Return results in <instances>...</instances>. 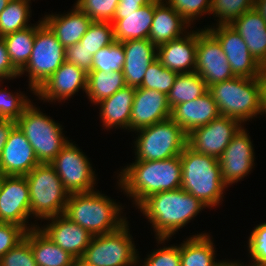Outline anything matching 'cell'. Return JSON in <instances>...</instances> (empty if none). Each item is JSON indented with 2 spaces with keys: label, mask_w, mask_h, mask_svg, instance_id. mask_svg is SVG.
<instances>
[{
  "label": "cell",
  "mask_w": 266,
  "mask_h": 266,
  "mask_svg": "<svg viewBox=\"0 0 266 266\" xmlns=\"http://www.w3.org/2000/svg\"><path fill=\"white\" fill-rule=\"evenodd\" d=\"M50 224L38 226L56 245L67 251L75 259H81L88 247L92 235L64 214L51 217Z\"/></svg>",
  "instance_id": "20"
},
{
  "label": "cell",
  "mask_w": 266,
  "mask_h": 266,
  "mask_svg": "<svg viewBox=\"0 0 266 266\" xmlns=\"http://www.w3.org/2000/svg\"><path fill=\"white\" fill-rule=\"evenodd\" d=\"M36 25L3 36L11 63L20 72L28 63L35 40Z\"/></svg>",
  "instance_id": "33"
},
{
  "label": "cell",
  "mask_w": 266,
  "mask_h": 266,
  "mask_svg": "<svg viewBox=\"0 0 266 266\" xmlns=\"http://www.w3.org/2000/svg\"><path fill=\"white\" fill-rule=\"evenodd\" d=\"M26 230L16 224L0 222V258L24 239Z\"/></svg>",
  "instance_id": "45"
},
{
  "label": "cell",
  "mask_w": 266,
  "mask_h": 266,
  "mask_svg": "<svg viewBox=\"0 0 266 266\" xmlns=\"http://www.w3.org/2000/svg\"><path fill=\"white\" fill-rule=\"evenodd\" d=\"M16 125V121L10 119H0V159L3 148L7 142L8 135L12 128Z\"/></svg>",
  "instance_id": "49"
},
{
  "label": "cell",
  "mask_w": 266,
  "mask_h": 266,
  "mask_svg": "<svg viewBox=\"0 0 266 266\" xmlns=\"http://www.w3.org/2000/svg\"><path fill=\"white\" fill-rule=\"evenodd\" d=\"M73 266H92L84 262L82 259H75Z\"/></svg>",
  "instance_id": "53"
},
{
  "label": "cell",
  "mask_w": 266,
  "mask_h": 266,
  "mask_svg": "<svg viewBox=\"0 0 266 266\" xmlns=\"http://www.w3.org/2000/svg\"><path fill=\"white\" fill-rule=\"evenodd\" d=\"M27 97L21 92L14 95L7 89L0 88V119L16 121L31 103Z\"/></svg>",
  "instance_id": "40"
},
{
  "label": "cell",
  "mask_w": 266,
  "mask_h": 266,
  "mask_svg": "<svg viewBox=\"0 0 266 266\" xmlns=\"http://www.w3.org/2000/svg\"><path fill=\"white\" fill-rule=\"evenodd\" d=\"M16 125L31 144L39 163L50 164L70 141L62 125L30 103L16 120Z\"/></svg>",
  "instance_id": "7"
},
{
  "label": "cell",
  "mask_w": 266,
  "mask_h": 266,
  "mask_svg": "<svg viewBox=\"0 0 266 266\" xmlns=\"http://www.w3.org/2000/svg\"><path fill=\"white\" fill-rule=\"evenodd\" d=\"M248 134L242 127L218 159L222 180L227 186L240 181L254 168L255 154Z\"/></svg>",
  "instance_id": "16"
},
{
  "label": "cell",
  "mask_w": 266,
  "mask_h": 266,
  "mask_svg": "<svg viewBox=\"0 0 266 266\" xmlns=\"http://www.w3.org/2000/svg\"><path fill=\"white\" fill-rule=\"evenodd\" d=\"M114 41L113 24L111 22H92L79 43L93 56L98 50L112 44Z\"/></svg>",
  "instance_id": "36"
},
{
  "label": "cell",
  "mask_w": 266,
  "mask_h": 266,
  "mask_svg": "<svg viewBox=\"0 0 266 266\" xmlns=\"http://www.w3.org/2000/svg\"><path fill=\"white\" fill-rule=\"evenodd\" d=\"M161 0H153L136 11L116 12L112 20L114 39L124 42L134 39H148L155 6Z\"/></svg>",
  "instance_id": "23"
},
{
  "label": "cell",
  "mask_w": 266,
  "mask_h": 266,
  "mask_svg": "<svg viewBox=\"0 0 266 266\" xmlns=\"http://www.w3.org/2000/svg\"><path fill=\"white\" fill-rule=\"evenodd\" d=\"M180 159L181 188L201 200L207 208L219 205L224 198V189L228 187L222 180L219 160L198 153L188 145L183 149Z\"/></svg>",
  "instance_id": "4"
},
{
  "label": "cell",
  "mask_w": 266,
  "mask_h": 266,
  "mask_svg": "<svg viewBox=\"0 0 266 266\" xmlns=\"http://www.w3.org/2000/svg\"><path fill=\"white\" fill-rule=\"evenodd\" d=\"M29 217L30 192L27 178L25 176L2 175L0 184V222L16 224L28 231L38 227L35 224L33 226L29 225L27 221Z\"/></svg>",
  "instance_id": "12"
},
{
  "label": "cell",
  "mask_w": 266,
  "mask_h": 266,
  "mask_svg": "<svg viewBox=\"0 0 266 266\" xmlns=\"http://www.w3.org/2000/svg\"><path fill=\"white\" fill-rule=\"evenodd\" d=\"M66 61V48L43 22L36 24V34L31 57L19 72V77L28 73L29 88L35 91Z\"/></svg>",
  "instance_id": "9"
},
{
  "label": "cell",
  "mask_w": 266,
  "mask_h": 266,
  "mask_svg": "<svg viewBox=\"0 0 266 266\" xmlns=\"http://www.w3.org/2000/svg\"><path fill=\"white\" fill-rule=\"evenodd\" d=\"M230 25L241 35L250 54L266 69V21L255 10L246 11Z\"/></svg>",
  "instance_id": "25"
},
{
  "label": "cell",
  "mask_w": 266,
  "mask_h": 266,
  "mask_svg": "<svg viewBox=\"0 0 266 266\" xmlns=\"http://www.w3.org/2000/svg\"><path fill=\"white\" fill-rule=\"evenodd\" d=\"M18 76L19 71L11 63L6 44L3 38L0 37V81L15 79Z\"/></svg>",
  "instance_id": "47"
},
{
  "label": "cell",
  "mask_w": 266,
  "mask_h": 266,
  "mask_svg": "<svg viewBox=\"0 0 266 266\" xmlns=\"http://www.w3.org/2000/svg\"><path fill=\"white\" fill-rule=\"evenodd\" d=\"M208 91L223 116L243 123L261 114L260 77H234L211 85Z\"/></svg>",
  "instance_id": "5"
},
{
  "label": "cell",
  "mask_w": 266,
  "mask_h": 266,
  "mask_svg": "<svg viewBox=\"0 0 266 266\" xmlns=\"http://www.w3.org/2000/svg\"><path fill=\"white\" fill-rule=\"evenodd\" d=\"M25 177L30 192V216L45 220L64 214L69 193L51 164L40 163Z\"/></svg>",
  "instance_id": "6"
},
{
  "label": "cell",
  "mask_w": 266,
  "mask_h": 266,
  "mask_svg": "<svg viewBox=\"0 0 266 266\" xmlns=\"http://www.w3.org/2000/svg\"><path fill=\"white\" fill-rule=\"evenodd\" d=\"M125 53L124 75L126 86L140 87L148 66L157 59V47L149 39L122 42Z\"/></svg>",
  "instance_id": "22"
},
{
  "label": "cell",
  "mask_w": 266,
  "mask_h": 266,
  "mask_svg": "<svg viewBox=\"0 0 266 266\" xmlns=\"http://www.w3.org/2000/svg\"><path fill=\"white\" fill-rule=\"evenodd\" d=\"M118 177V186L138 207L152 194L181 188L180 155L158 161H135L122 169Z\"/></svg>",
  "instance_id": "2"
},
{
  "label": "cell",
  "mask_w": 266,
  "mask_h": 266,
  "mask_svg": "<svg viewBox=\"0 0 266 266\" xmlns=\"http://www.w3.org/2000/svg\"><path fill=\"white\" fill-rule=\"evenodd\" d=\"M163 247L147 255L142 266H181L180 245Z\"/></svg>",
  "instance_id": "44"
},
{
  "label": "cell",
  "mask_w": 266,
  "mask_h": 266,
  "mask_svg": "<svg viewBox=\"0 0 266 266\" xmlns=\"http://www.w3.org/2000/svg\"><path fill=\"white\" fill-rule=\"evenodd\" d=\"M178 73L165 68L161 62L156 59L147 68L141 88L157 90L168 94Z\"/></svg>",
  "instance_id": "37"
},
{
  "label": "cell",
  "mask_w": 266,
  "mask_h": 266,
  "mask_svg": "<svg viewBox=\"0 0 266 266\" xmlns=\"http://www.w3.org/2000/svg\"><path fill=\"white\" fill-rule=\"evenodd\" d=\"M128 222L118 230L93 236L82 260L92 266H136L140 257Z\"/></svg>",
  "instance_id": "10"
},
{
  "label": "cell",
  "mask_w": 266,
  "mask_h": 266,
  "mask_svg": "<svg viewBox=\"0 0 266 266\" xmlns=\"http://www.w3.org/2000/svg\"><path fill=\"white\" fill-rule=\"evenodd\" d=\"M195 72L207 87L235 77L219 41L206 28L197 30Z\"/></svg>",
  "instance_id": "15"
},
{
  "label": "cell",
  "mask_w": 266,
  "mask_h": 266,
  "mask_svg": "<svg viewBox=\"0 0 266 266\" xmlns=\"http://www.w3.org/2000/svg\"><path fill=\"white\" fill-rule=\"evenodd\" d=\"M241 266H246V265H242L241 264ZM248 266H266V265H256V264H253L252 261H251L250 265H248Z\"/></svg>",
  "instance_id": "55"
},
{
  "label": "cell",
  "mask_w": 266,
  "mask_h": 266,
  "mask_svg": "<svg viewBox=\"0 0 266 266\" xmlns=\"http://www.w3.org/2000/svg\"><path fill=\"white\" fill-rule=\"evenodd\" d=\"M254 8L266 21V0H255Z\"/></svg>",
  "instance_id": "51"
},
{
  "label": "cell",
  "mask_w": 266,
  "mask_h": 266,
  "mask_svg": "<svg viewBox=\"0 0 266 266\" xmlns=\"http://www.w3.org/2000/svg\"><path fill=\"white\" fill-rule=\"evenodd\" d=\"M10 0H0V13L5 9Z\"/></svg>",
  "instance_id": "54"
},
{
  "label": "cell",
  "mask_w": 266,
  "mask_h": 266,
  "mask_svg": "<svg viewBox=\"0 0 266 266\" xmlns=\"http://www.w3.org/2000/svg\"><path fill=\"white\" fill-rule=\"evenodd\" d=\"M208 91L205 81L196 73L178 74L174 85L167 94L168 105L171 110L178 104L192 101Z\"/></svg>",
  "instance_id": "32"
},
{
  "label": "cell",
  "mask_w": 266,
  "mask_h": 266,
  "mask_svg": "<svg viewBox=\"0 0 266 266\" xmlns=\"http://www.w3.org/2000/svg\"><path fill=\"white\" fill-rule=\"evenodd\" d=\"M31 0H10L0 13V37L31 26Z\"/></svg>",
  "instance_id": "34"
},
{
  "label": "cell",
  "mask_w": 266,
  "mask_h": 266,
  "mask_svg": "<svg viewBox=\"0 0 266 266\" xmlns=\"http://www.w3.org/2000/svg\"><path fill=\"white\" fill-rule=\"evenodd\" d=\"M93 56L78 42L66 48V62L74 64L89 73Z\"/></svg>",
  "instance_id": "46"
},
{
  "label": "cell",
  "mask_w": 266,
  "mask_h": 266,
  "mask_svg": "<svg viewBox=\"0 0 266 266\" xmlns=\"http://www.w3.org/2000/svg\"><path fill=\"white\" fill-rule=\"evenodd\" d=\"M126 86L122 72L90 71L87 74V98L93 104L112 96Z\"/></svg>",
  "instance_id": "31"
},
{
  "label": "cell",
  "mask_w": 266,
  "mask_h": 266,
  "mask_svg": "<svg viewBox=\"0 0 266 266\" xmlns=\"http://www.w3.org/2000/svg\"><path fill=\"white\" fill-rule=\"evenodd\" d=\"M171 118L167 95L157 90L137 87L130 118V131Z\"/></svg>",
  "instance_id": "19"
},
{
  "label": "cell",
  "mask_w": 266,
  "mask_h": 266,
  "mask_svg": "<svg viewBox=\"0 0 266 266\" xmlns=\"http://www.w3.org/2000/svg\"><path fill=\"white\" fill-rule=\"evenodd\" d=\"M237 119L220 115L188 134L187 145L198 153L219 159L232 138L242 128Z\"/></svg>",
  "instance_id": "14"
},
{
  "label": "cell",
  "mask_w": 266,
  "mask_h": 266,
  "mask_svg": "<svg viewBox=\"0 0 266 266\" xmlns=\"http://www.w3.org/2000/svg\"><path fill=\"white\" fill-rule=\"evenodd\" d=\"M220 115L209 91L192 101L178 104L171 110V119L187 134L197 127L207 125Z\"/></svg>",
  "instance_id": "24"
},
{
  "label": "cell",
  "mask_w": 266,
  "mask_h": 266,
  "mask_svg": "<svg viewBox=\"0 0 266 266\" xmlns=\"http://www.w3.org/2000/svg\"><path fill=\"white\" fill-rule=\"evenodd\" d=\"M120 0H77L74 4L93 22H112Z\"/></svg>",
  "instance_id": "39"
},
{
  "label": "cell",
  "mask_w": 266,
  "mask_h": 266,
  "mask_svg": "<svg viewBox=\"0 0 266 266\" xmlns=\"http://www.w3.org/2000/svg\"><path fill=\"white\" fill-rule=\"evenodd\" d=\"M136 88L125 86L119 89L112 96L98 102L100 105V118L104 128L113 127L125 128L130 130V118L133 105V99Z\"/></svg>",
  "instance_id": "28"
},
{
  "label": "cell",
  "mask_w": 266,
  "mask_h": 266,
  "mask_svg": "<svg viewBox=\"0 0 266 266\" xmlns=\"http://www.w3.org/2000/svg\"><path fill=\"white\" fill-rule=\"evenodd\" d=\"M255 0H211L210 14L218 17L217 24H230L246 11L254 8Z\"/></svg>",
  "instance_id": "38"
},
{
  "label": "cell",
  "mask_w": 266,
  "mask_h": 266,
  "mask_svg": "<svg viewBox=\"0 0 266 266\" xmlns=\"http://www.w3.org/2000/svg\"><path fill=\"white\" fill-rule=\"evenodd\" d=\"M125 53L122 42L114 41L93 55L91 71L122 72Z\"/></svg>",
  "instance_id": "35"
},
{
  "label": "cell",
  "mask_w": 266,
  "mask_h": 266,
  "mask_svg": "<svg viewBox=\"0 0 266 266\" xmlns=\"http://www.w3.org/2000/svg\"><path fill=\"white\" fill-rule=\"evenodd\" d=\"M87 72L64 62L34 93L47 102L64 101L82 89L86 93Z\"/></svg>",
  "instance_id": "17"
},
{
  "label": "cell",
  "mask_w": 266,
  "mask_h": 266,
  "mask_svg": "<svg viewBox=\"0 0 266 266\" xmlns=\"http://www.w3.org/2000/svg\"><path fill=\"white\" fill-rule=\"evenodd\" d=\"M261 84V115L266 114V69H264L263 73L260 77Z\"/></svg>",
  "instance_id": "50"
},
{
  "label": "cell",
  "mask_w": 266,
  "mask_h": 266,
  "mask_svg": "<svg viewBox=\"0 0 266 266\" xmlns=\"http://www.w3.org/2000/svg\"><path fill=\"white\" fill-rule=\"evenodd\" d=\"M248 251L253 264L266 265V223L257 225L248 240Z\"/></svg>",
  "instance_id": "43"
},
{
  "label": "cell",
  "mask_w": 266,
  "mask_h": 266,
  "mask_svg": "<svg viewBox=\"0 0 266 266\" xmlns=\"http://www.w3.org/2000/svg\"><path fill=\"white\" fill-rule=\"evenodd\" d=\"M24 238L30 243L37 266H73L75 258L56 245L39 227L26 231Z\"/></svg>",
  "instance_id": "29"
},
{
  "label": "cell",
  "mask_w": 266,
  "mask_h": 266,
  "mask_svg": "<svg viewBox=\"0 0 266 266\" xmlns=\"http://www.w3.org/2000/svg\"><path fill=\"white\" fill-rule=\"evenodd\" d=\"M121 206L99 190L73 193L69 194L64 215L97 236L114 232L128 222L120 214Z\"/></svg>",
  "instance_id": "3"
},
{
  "label": "cell",
  "mask_w": 266,
  "mask_h": 266,
  "mask_svg": "<svg viewBox=\"0 0 266 266\" xmlns=\"http://www.w3.org/2000/svg\"><path fill=\"white\" fill-rule=\"evenodd\" d=\"M39 163L24 133L15 125L10 131L0 159V174L25 176Z\"/></svg>",
  "instance_id": "18"
},
{
  "label": "cell",
  "mask_w": 266,
  "mask_h": 266,
  "mask_svg": "<svg viewBox=\"0 0 266 266\" xmlns=\"http://www.w3.org/2000/svg\"><path fill=\"white\" fill-rule=\"evenodd\" d=\"M197 50V31H189L184 36L157 47V59L171 71L195 72Z\"/></svg>",
  "instance_id": "21"
},
{
  "label": "cell",
  "mask_w": 266,
  "mask_h": 266,
  "mask_svg": "<svg viewBox=\"0 0 266 266\" xmlns=\"http://www.w3.org/2000/svg\"><path fill=\"white\" fill-rule=\"evenodd\" d=\"M153 0H120L116 12H130L151 3Z\"/></svg>",
  "instance_id": "48"
},
{
  "label": "cell",
  "mask_w": 266,
  "mask_h": 266,
  "mask_svg": "<svg viewBox=\"0 0 266 266\" xmlns=\"http://www.w3.org/2000/svg\"><path fill=\"white\" fill-rule=\"evenodd\" d=\"M0 266H37L30 247L24 238L0 258Z\"/></svg>",
  "instance_id": "42"
},
{
  "label": "cell",
  "mask_w": 266,
  "mask_h": 266,
  "mask_svg": "<svg viewBox=\"0 0 266 266\" xmlns=\"http://www.w3.org/2000/svg\"><path fill=\"white\" fill-rule=\"evenodd\" d=\"M134 144L135 161H158L181 155L188 134L171 118L141 128Z\"/></svg>",
  "instance_id": "8"
},
{
  "label": "cell",
  "mask_w": 266,
  "mask_h": 266,
  "mask_svg": "<svg viewBox=\"0 0 266 266\" xmlns=\"http://www.w3.org/2000/svg\"><path fill=\"white\" fill-rule=\"evenodd\" d=\"M189 26L179 13L161 0L154 9L148 39L158 47L184 36L188 33L186 30Z\"/></svg>",
  "instance_id": "27"
},
{
  "label": "cell",
  "mask_w": 266,
  "mask_h": 266,
  "mask_svg": "<svg viewBox=\"0 0 266 266\" xmlns=\"http://www.w3.org/2000/svg\"><path fill=\"white\" fill-rule=\"evenodd\" d=\"M207 206L182 188L146 198L137 208L149 219L158 244L164 243Z\"/></svg>",
  "instance_id": "1"
},
{
  "label": "cell",
  "mask_w": 266,
  "mask_h": 266,
  "mask_svg": "<svg viewBox=\"0 0 266 266\" xmlns=\"http://www.w3.org/2000/svg\"><path fill=\"white\" fill-rule=\"evenodd\" d=\"M206 28L220 43L235 77L259 78L264 68L250 54L241 35L230 24Z\"/></svg>",
  "instance_id": "13"
},
{
  "label": "cell",
  "mask_w": 266,
  "mask_h": 266,
  "mask_svg": "<svg viewBox=\"0 0 266 266\" xmlns=\"http://www.w3.org/2000/svg\"><path fill=\"white\" fill-rule=\"evenodd\" d=\"M216 266H241V263L235 261H219Z\"/></svg>",
  "instance_id": "52"
},
{
  "label": "cell",
  "mask_w": 266,
  "mask_h": 266,
  "mask_svg": "<svg viewBox=\"0 0 266 266\" xmlns=\"http://www.w3.org/2000/svg\"><path fill=\"white\" fill-rule=\"evenodd\" d=\"M42 20L65 48L80 42V39L93 22L76 5L65 15L49 14Z\"/></svg>",
  "instance_id": "26"
},
{
  "label": "cell",
  "mask_w": 266,
  "mask_h": 266,
  "mask_svg": "<svg viewBox=\"0 0 266 266\" xmlns=\"http://www.w3.org/2000/svg\"><path fill=\"white\" fill-rule=\"evenodd\" d=\"M180 244L181 266H216L214 243L207 233L192 235Z\"/></svg>",
  "instance_id": "30"
},
{
  "label": "cell",
  "mask_w": 266,
  "mask_h": 266,
  "mask_svg": "<svg viewBox=\"0 0 266 266\" xmlns=\"http://www.w3.org/2000/svg\"><path fill=\"white\" fill-rule=\"evenodd\" d=\"M63 187L69 194L94 191L96 175L86 155L72 142H68L50 163Z\"/></svg>",
  "instance_id": "11"
},
{
  "label": "cell",
  "mask_w": 266,
  "mask_h": 266,
  "mask_svg": "<svg viewBox=\"0 0 266 266\" xmlns=\"http://www.w3.org/2000/svg\"><path fill=\"white\" fill-rule=\"evenodd\" d=\"M191 25L198 17L210 13L211 0H164Z\"/></svg>",
  "instance_id": "41"
}]
</instances>
